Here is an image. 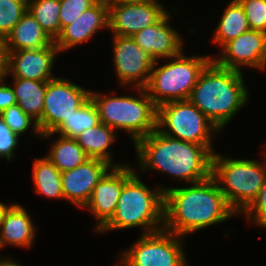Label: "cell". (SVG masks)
Returning a JSON list of instances; mask_svg holds the SVG:
<instances>
[{"label": "cell", "mask_w": 266, "mask_h": 266, "mask_svg": "<svg viewBox=\"0 0 266 266\" xmlns=\"http://www.w3.org/2000/svg\"><path fill=\"white\" fill-rule=\"evenodd\" d=\"M114 67L120 86L145 88L154 61L130 36H112Z\"/></svg>", "instance_id": "obj_11"}, {"label": "cell", "mask_w": 266, "mask_h": 266, "mask_svg": "<svg viewBox=\"0 0 266 266\" xmlns=\"http://www.w3.org/2000/svg\"><path fill=\"white\" fill-rule=\"evenodd\" d=\"M0 266H23L20 263L13 260L11 257L6 258V256L0 255Z\"/></svg>", "instance_id": "obj_37"}, {"label": "cell", "mask_w": 266, "mask_h": 266, "mask_svg": "<svg viewBox=\"0 0 266 266\" xmlns=\"http://www.w3.org/2000/svg\"><path fill=\"white\" fill-rule=\"evenodd\" d=\"M99 29H109V6L105 0H98L72 24L65 26L54 44L60 52L69 50L91 40Z\"/></svg>", "instance_id": "obj_18"}, {"label": "cell", "mask_w": 266, "mask_h": 266, "mask_svg": "<svg viewBox=\"0 0 266 266\" xmlns=\"http://www.w3.org/2000/svg\"><path fill=\"white\" fill-rule=\"evenodd\" d=\"M116 132L113 128L99 123L92 128L83 130L75 140L82 147L89 158H97L108 162L113 167L124 166L113 161L110 146L116 141Z\"/></svg>", "instance_id": "obj_21"}, {"label": "cell", "mask_w": 266, "mask_h": 266, "mask_svg": "<svg viewBox=\"0 0 266 266\" xmlns=\"http://www.w3.org/2000/svg\"><path fill=\"white\" fill-rule=\"evenodd\" d=\"M170 61L158 67L155 61L145 89L156 107L179 100L189 99L198 77L211 56L179 55L169 58ZM172 59V60H171Z\"/></svg>", "instance_id": "obj_7"}, {"label": "cell", "mask_w": 266, "mask_h": 266, "mask_svg": "<svg viewBox=\"0 0 266 266\" xmlns=\"http://www.w3.org/2000/svg\"><path fill=\"white\" fill-rule=\"evenodd\" d=\"M170 12H166L155 24L131 36L137 45L155 62L179 55L183 51L182 35L169 23Z\"/></svg>", "instance_id": "obj_17"}, {"label": "cell", "mask_w": 266, "mask_h": 266, "mask_svg": "<svg viewBox=\"0 0 266 266\" xmlns=\"http://www.w3.org/2000/svg\"><path fill=\"white\" fill-rule=\"evenodd\" d=\"M34 222L25 207L11 204L5 211L0 226V247L5 245L29 248L35 241L36 231Z\"/></svg>", "instance_id": "obj_19"}, {"label": "cell", "mask_w": 266, "mask_h": 266, "mask_svg": "<svg viewBox=\"0 0 266 266\" xmlns=\"http://www.w3.org/2000/svg\"><path fill=\"white\" fill-rule=\"evenodd\" d=\"M47 158L62 173L83 164L89 157L73 138L60 136L52 142Z\"/></svg>", "instance_id": "obj_25"}, {"label": "cell", "mask_w": 266, "mask_h": 266, "mask_svg": "<svg viewBox=\"0 0 266 266\" xmlns=\"http://www.w3.org/2000/svg\"><path fill=\"white\" fill-rule=\"evenodd\" d=\"M183 187L163 188L164 230L184 237L237 215L212 176Z\"/></svg>", "instance_id": "obj_1"}, {"label": "cell", "mask_w": 266, "mask_h": 266, "mask_svg": "<svg viewBox=\"0 0 266 266\" xmlns=\"http://www.w3.org/2000/svg\"><path fill=\"white\" fill-rule=\"evenodd\" d=\"M247 221L252 220L260 228L266 229V178L257 198L243 212Z\"/></svg>", "instance_id": "obj_32"}, {"label": "cell", "mask_w": 266, "mask_h": 266, "mask_svg": "<svg viewBox=\"0 0 266 266\" xmlns=\"http://www.w3.org/2000/svg\"><path fill=\"white\" fill-rule=\"evenodd\" d=\"M19 136L14 134L5 122L0 118V157L8 162L14 158L16 146H18Z\"/></svg>", "instance_id": "obj_33"}, {"label": "cell", "mask_w": 266, "mask_h": 266, "mask_svg": "<svg viewBox=\"0 0 266 266\" xmlns=\"http://www.w3.org/2000/svg\"><path fill=\"white\" fill-rule=\"evenodd\" d=\"M6 74L16 78L48 82L56 78L53 66L60 51L56 45L40 49L6 51Z\"/></svg>", "instance_id": "obj_14"}, {"label": "cell", "mask_w": 266, "mask_h": 266, "mask_svg": "<svg viewBox=\"0 0 266 266\" xmlns=\"http://www.w3.org/2000/svg\"><path fill=\"white\" fill-rule=\"evenodd\" d=\"M245 10L250 29L266 32V0H238Z\"/></svg>", "instance_id": "obj_30"}, {"label": "cell", "mask_w": 266, "mask_h": 266, "mask_svg": "<svg viewBox=\"0 0 266 266\" xmlns=\"http://www.w3.org/2000/svg\"><path fill=\"white\" fill-rule=\"evenodd\" d=\"M90 92L66 78L48 81L42 118L37 122L40 133L52 132L90 98Z\"/></svg>", "instance_id": "obj_10"}, {"label": "cell", "mask_w": 266, "mask_h": 266, "mask_svg": "<svg viewBox=\"0 0 266 266\" xmlns=\"http://www.w3.org/2000/svg\"><path fill=\"white\" fill-rule=\"evenodd\" d=\"M218 58L212 60L219 66L241 71V67L266 69V32L248 30L221 47Z\"/></svg>", "instance_id": "obj_12"}, {"label": "cell", "mask_w": 266, "mask_h": 266, "mask_svg": "<svg viewBox=\"0 0 266 266\" xmlns=\"http://www.w3.org/2000/svg\"><path fill=\"white\" fill-rule=\"evenodd\" d=\"M134 146L142 172L159 171L188 184L211 176L213 153L204 145L175 139L155 129Z\"/></svg>", "instance_id": "obj_2"}, {"label": "cell", "mask_w": 266, "mask_h": 266, "mask_svg": "<svg viewBox=\"0 0 266 266\" xmlns=\"http://www.w3.org/2000/svg\"><path fill=\"white\" fill-rule=\"evenodd\" d=\"M156 129L166 136L206 146L212 153V137L220 130L188 99L157 107Z\"/></svg>", "instance_id": "obj_8"}, {"label": "cell", "mask_w": 266, "mask_h": 266, "mask_svg": "<svg viewBox=\"0 0 266 266\" xmlns=\"http://www.w3.org/2000/svg\"><path fill=\"white\" fill-rule=\"evenodd\" d=\"M11 87L19 107L38 122L42 118L47 82L13 77Z\"/></svg>", "instance_id": "obj_22"}, {"label": "cell", "mask_w": 266, "mask_h": 266, "mask_svg": "<svg viewBox=\"0 0 266 266\" xmlns=\"http://www.w3.org/2000/svg\"><path fill=\"white\" fill-rule=\"evenodd\" d=\"M135 173L129 165L112 167L94 187L87 208L98 221V232L114 215L124 183Z\"/></svg>", "instance_id": "obj_13"}, {"label": "cell", "mask_w": 266, "mask_h": 266, "mask_svg": "<svg viewBox=\"0 0 266 266\" xmlns=\"http://www.w3.org/2000/svg\"><path fill=\"white\" fill-rule=\"evenodd\" d=\"M16 104L17 101L12 87L6 85L4 77L0 78V113Z\"/></svg>", "instance_id": "obj_34"}, {"label": "cell", "mask_w": 266, "mask_h": 266, "mask_svg": "<svg viewBox=\"0 0 266 266\" xmlns=\"http://www.w3.org/2000/svg\"><path fill=\"white\" fill-rule=\"evenodd\" d=\"M139 177L135 172L124 183L114 215L97 233L145 227L142 234H150L163 229V186L152 190Z\"/></svg>", "instance_id": "obj_4"}, {"label": "cell", "mask_w": 266, "mask_h": 266, "mask_svg": "<svg viewBox=\"0 0 266 266\" xmlns=\"http://www.w3.org/2000/svg\"><path fill=\"white\" fill-rule=\"evenodd\" d=\"M28 0H0V36L4 39L27 12Z\"/></svg>", "instance_id": "obj_29"}, {"label": "cell", "mask_w": 266, "mask_h": 266, "mask_svg": "<svg viewBox=\"0 0 266 266\" xmlns=\"http://www.w3.org/2000/svg\"><path fill=\"white\" fill-rule=\"evenodd\" d=\"M8 207L9 205L5 204L4 202H0V226L3 219V215Z\"/></svg>", "instance_id": "obj_38"}, {"label": "cell", "mask_w": 266, "mask_h": 266, "mask_svg": "<svg viewBox=\"0 0 266 266\" xmlns=\"http://www.w3.org/2000/svg\"><path fill=\"white\" fill-rule=\"evenodd\" d=\"M139 97L116 96L96 91L90 92L95 103L100 122L113 128L128 132L135 144L156 129L157 107L148 96L145 88H135Z\"/></svg>", "instance_id": "obj_5"}, {"label": "cell", "mask_w": 266, "mask_h": 266, "mask_svg": "<svg viewBox=\"0 0 266 266\" xmlns=\"http://www.w3.org/2000/svg\"><path fill=\"white\" fill-rule=\"evenodd\" d=\"M98 0H62L59 10L61 30L74 22L86 9Z\"/></svg>", "instance_id": "obj_31"}, {"label": "cell", "mask_w": 266, "mask_h": 266, "mask_svg": "<svg viewBox=\"0 0 266 266\" xmlns=\"http://www.w3.org/2000/svg\"><path fill=\"white\" fill-rule=\"evenodd\" d=\"M109 6V30L116 36H133L155 24L168 10L162 4L118 3Z\"/></svg>", "instance_id": "obj_16"}, {"label": "cell", "mask_w": 266, "mask_h": 266, "mask_svg": "<svg viewBox=\"0 0 266 266\" xmlns=\"http://www.w3.org/2000/svg\"><path fill=\"white\" fill-rule=\"evenodd\" d=\"M108 162L89 158L76 168L61 173L64 200L83 208L101 178L112 168Z\"/></svg>", "instance_id": "obj_15"}, {"label": "cell", "mask_w": 266, "mask_h": 266, "mask_svg": "<svg viewBox=\"0 0 266 266\" xmlns=\"http://www.w3.org/2000/svg\"><path fill=\"white\" fill-rule=\"evenodd\" d=\"M33 182L35 184V193L43 194L50 199H64L61 172L45 156L36 158L33 163Z\"/></svg>", "instance_id": "obj_26"}, {"label": "cell", "mask_w": 266, "mask_h": 266, "mask_svg": "<svg viewBox=\"0 0 266 266\" xmlns=\"http://www.w3.org/2000/svg\"><path fill=\"white\" fill-rule=\"evenodd\" d=\"M0 118L5 122L8 128L19 137L26 134L28 129L32 128L36 136L41 137L37 121L29 114H26L18 104L10 106L0 113ZM32 126V127H31Z\"/></svg>", "instance_id": "obj_28"}, {"label": "cell", "mask_w": 266, "mask_h": 266, "mask_svg": "<svg viewBox=\"0 0 266 266\" xmlns=\"http://www.w3.org/2000/svg\"><path fill=\"white\" fill-rule=\"evenodd\" d=\"M265 161L232 159L213 153L211 176L220 187L227 204L238 215L257 198L266 178Z\"/></svg>", "instance_id": "obj_6"}, {"label": "cell", "mask_w": 266, "mask_h": 266, "mask_svg": "<svg viewBox=\"0 0 266 266\" xmlns=\"http://www.w3.org/2000/svg\"><path fill=\"white\" fill-rule=\"evenodd\" d=\"M100 123L98 109L89 98L79 109L73 112L52 131L41 134L44 140L58 133L60 136L75 139L83 130L92 128Z\"/></svg>", "instance_id": "obj_24"}, {"label": "cell", "mask_w": 266, "mask_h": 266, "mask_svg": "<svg viewBox=\"0 0 266 266\" xmlns=\"http://www.w3.org/2000/svg\"><path fill=\"white\" fill-rule=\"evenodd\" d=\"M219 20L212 40L221 47L250 30L245 10L238 0L229 2Z\"/></svg>", "instance_id": "obj_23"}, {"label": "cell", "mask_w": 266, "mask_h": 266, "mask_svg": "<svg viewBox=\"0 0 266 266\" xmlns=\"http://www.w3.org/2000/svg\"><path fill=\"white\" fill-rule=\"evenodd\" d=\"M105 1L108 4H118V3L163 4V3H160L158 0H105Z\"/></svg>", "instance_id": "obj_36"}, {"label": "cell", "mask_w": 266, "mask_h": 266, "mask_svg": "<svg viewBox=\"0 0 266 266\" xmlns=\"http://www.w3.org/2000/svg\"><path fill=\"white\" fill-rule=\"evenodd\" d=\"M60 7L61 3L58 0H28L27 11L53 41L61 32Z\"/></svg>", "instance_id": "obj_27"}, {"label": "cell", "mask_w": 266, "mask_h": 266, "mask_svg": "<svg viewBox=\"0 0 266 266\" xmlns=\"http://www.w3.org/2000/svg\"><path fill=\"white\" fill-rule=\"evenodd\" d=\"M6 51L40 49L54 45V41L27 11L4 39Z\"/></svg>", "instance_id": "obj_20"}, {"label": "cell", "mask_w": 266, "mask_h": 266, "mask_svg": "<svg viewBox=\"0 0 266 266\" xmlns=\"http://www.w3.org/2000/svg\"><path fill=\"white\" fill-rule=\"evenodd\" d=\"M243 72L217 65L211 60L200 73L189 101L221 131L248 102Z\"/></svg>", "instance_id": "obj_3"}, {"label": "cell", "mask_w": 266, "mask_h": 266, "mask_svg": "<svg viewBox=\"0 0 266 266\" xmlns=\"http://www.w3.org/2000/svg\"><path fill=\"white\" fill-rule=\"evenodd\" d=\"M139 237L118 254L122 266H189L182 236L162 229Z\"/></svg>", "instance_id": "obj_9"}, {"label": "cell", "mask_w": 266, "mask_h": 266, "mask_svg": "<svg viewBox=\"0 0 266 266\" xmlns=\"http://www.w3.org/2000/svg\"><path fill=\"white\" fill-rule=\"evenodd\" d=\"M6 60L7 53L5 49L4 38L0 36V78H3L6 74Z\"/></svg>", "instance_id": "obj_35"}]
</instances>
